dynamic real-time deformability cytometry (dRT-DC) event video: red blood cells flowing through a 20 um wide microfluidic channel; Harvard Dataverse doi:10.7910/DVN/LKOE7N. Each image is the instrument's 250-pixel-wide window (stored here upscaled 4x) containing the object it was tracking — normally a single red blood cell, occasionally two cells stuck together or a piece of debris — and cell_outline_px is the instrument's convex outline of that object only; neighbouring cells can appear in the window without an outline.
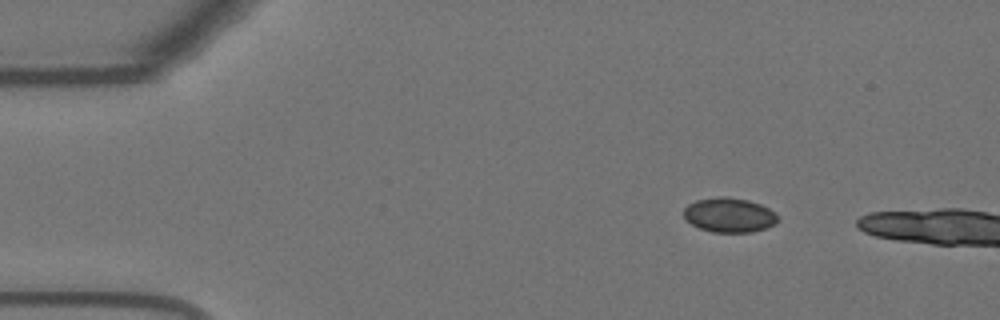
{"species": "Egyptian fruit bat (a non-hibernating species)", "species_latin": "Rousettus aegyptiacus", "temperature_condition": "warm", "stored_images_in_passage": 33, "camera_frame_rate_fps": 3000, "um_per_image_px": 0.085, "animal": {"sex": "female"}, "frame": {"image": 1, "passage_image": 1, "time_ms": 0.0, "image_size_px": [1000, 320], "cell_outline_px": [[780, 220], [776, 224], [768, 228], [752, 232], [712, 232], [700, 228], [692, 224], [684, 216], [684, 208], [688, 204], [696, 200], [716, 196], [728, 196], [748, 200], [760, 204], [776, 212]], "centroid_in_image_um": [62.03, 18.27], "position_along_channel_um": 23.0, "area_um2": 19.19}}
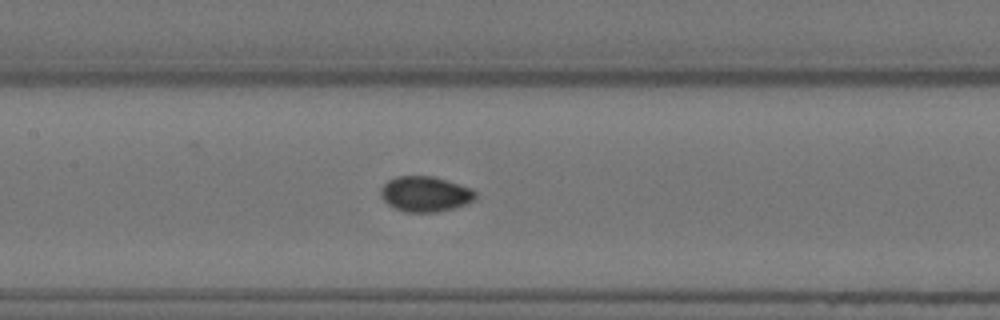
{"frame": {"image": 2, "passage_image": 19, "time_ms": 6.0, "image_size_px": [1000, 320], "cell_outline_px": [[476, 200], [468, 204], [436, 212], [404, 212], [388, 204], [380, 196], [380, 188], [388, 180], [396, 176], [432, 176], [472, 188], [476, 192]], "centroid_in_image_um": [36.15, 16.49], "position_along_channel_um": 171.2, "area_um2": 19.59}}
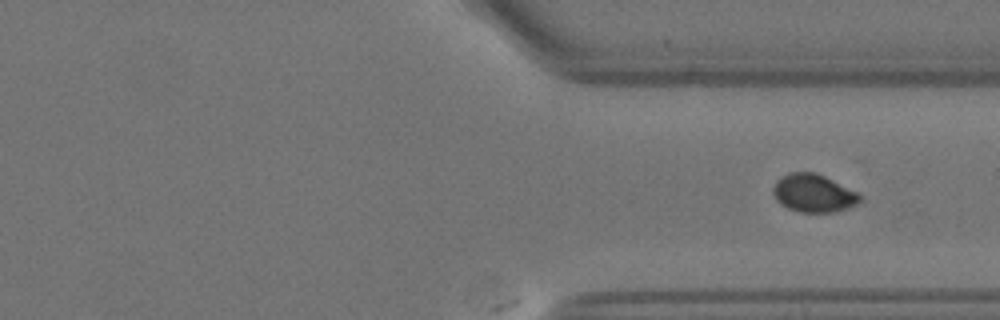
{"frame": {"image": 3, "passage_image": 33, "time_ms": 10.667, "image_size_px": [1000, 320], "cell_outline_px": [[860, 200], [856, 204], [848, 208], [836, 212], [800, 212], [788, 208], [780, 204], [776, 200], [772, 192], [772, 188], [776, 180], [780, 176], [788, 172], [816, 172], [860, 192]], "centroid_in_image_um": [69.13, 16.41], "position_along_channel_um": 342.3, "area_um2": 19.54}}